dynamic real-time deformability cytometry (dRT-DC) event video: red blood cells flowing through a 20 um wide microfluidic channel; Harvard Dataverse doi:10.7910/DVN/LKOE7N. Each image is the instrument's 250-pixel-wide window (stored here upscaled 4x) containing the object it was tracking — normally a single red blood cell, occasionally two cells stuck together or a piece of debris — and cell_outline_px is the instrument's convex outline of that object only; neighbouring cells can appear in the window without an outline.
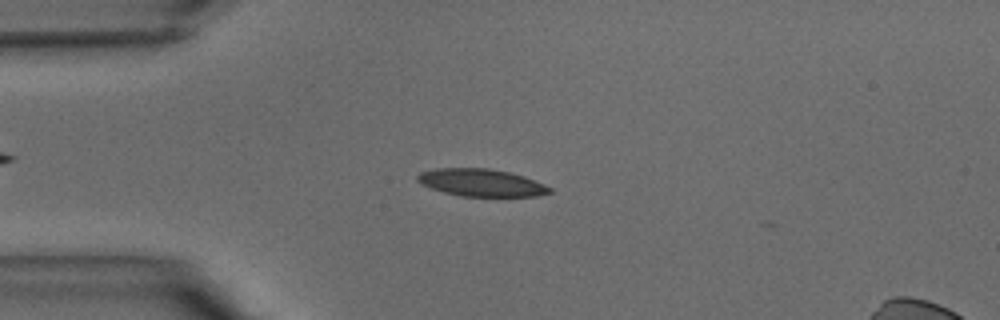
{"species": "common noctule bat (a hibernating species)", "species_latin": "Nyctalus noctula", "temperature_condition": "warm", "stored_images_in_passage": 35, "camera_frame_rate_fps": 3000, "um_per_image_px": 0.085, "animal": {"sex": "male", "body_mass_g": 15.6}, "frame": {"image": 1, "passage_image": 9, "time_ms": 2.667, "image_size_px": [1000, 320], "cell_outline_px": [[552, 192], [536, 196], [460, 196], [444, 192], [420, 184], [416, 180], [416, 176], [420, 172], [436, 168], [488, 168], [508, 172], [524, 176], [544, 184], [552, 188]], "centroid_in_image_um": [40.89, 15.52], "position_along_channel_um": 44.1, "area_um2": 21.1}}
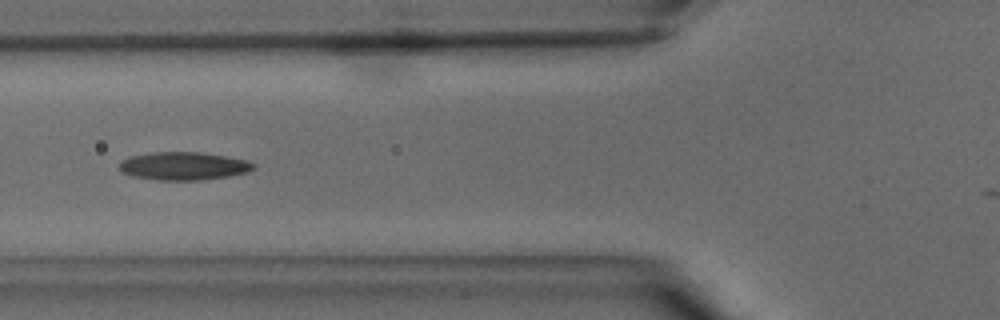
{"frame": {"image": 2, "passage_image": 14, "time_ms": 4.333, "image_size_px": [1000, 320], "cell_outline_px": [[256, 168], [248, 172], [228, 176], [200, 180], [160, 180], [136, 176], [124, 172], [120, 168], [120, 160], [128, 156], [152, 152], [200, 152], [248, 160], [256, 164]], "centroid_in_image_um": [15.64, 14.1], "position_along_channel_um": 110.2, "area_um2": 21.85}}
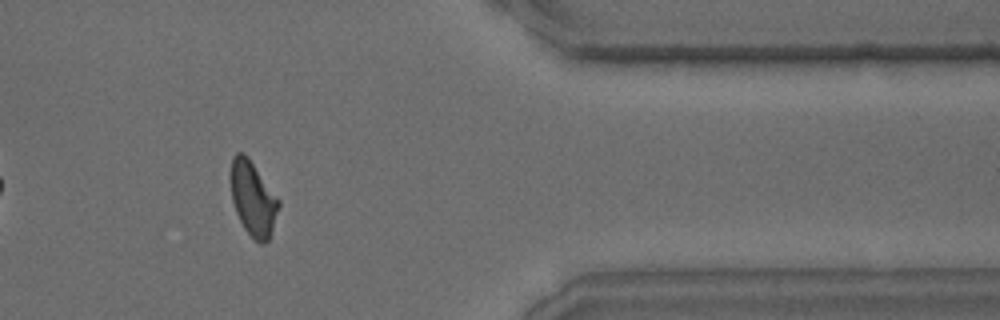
{"frame": {"image": 3, "passage_image": 32, "time_ms": 10.333, "image_size_px": [1000, 320], "cell_outline_px": [[280, 204], [268, 240], [264, 244], [260, 244], [244, 228], [236, 212], [232, 200], [232, 156], [236, 152], [244, 152], [248, 156], [280, 200]], "centroid_in_image_um": [21.52, 16.86], "position_along_channel_um": 389.9, "area_um2": 20.4}}